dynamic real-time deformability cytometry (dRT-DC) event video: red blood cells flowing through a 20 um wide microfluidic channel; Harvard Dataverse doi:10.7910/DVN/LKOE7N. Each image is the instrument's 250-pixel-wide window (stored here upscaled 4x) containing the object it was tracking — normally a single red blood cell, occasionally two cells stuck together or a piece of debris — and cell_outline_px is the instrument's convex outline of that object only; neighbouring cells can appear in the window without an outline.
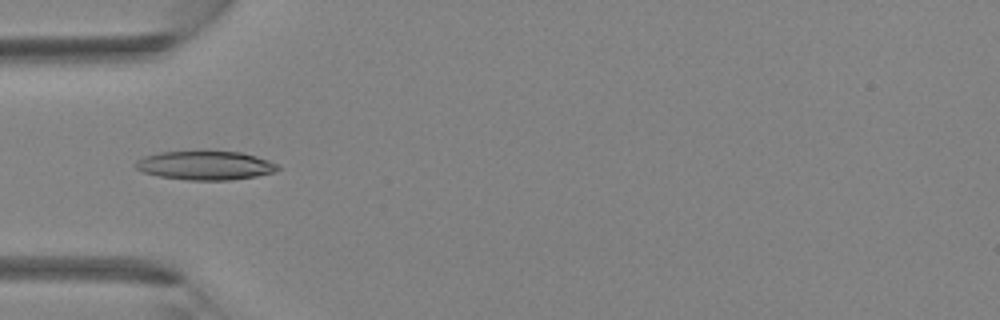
{"species": "Egyptian fruit bat (a non-hibernating species)", "species_latin": "Rousettus aegyptiacus", "temperature_condition": "room temperature", "stored_images_in_passage": 3, "camera_frame_rate_fps": 3000, "um_per_image_px": 0.085, "animal": {"sex": "female"}, "frame": {"image": 1, "passage_image": 3, "time_ms": 0.667, "image_size_px": [1000, 320], "cell_outline_px": [[280, 168], [272, 172], [256, 176], [228, 180], [188, 180], [160, 176], [144, 172], [136, 168], [132, 164], [136, 160], [144, 156], [160, 152], [196, 148], [208, 148], [240, 152], [256, 156], [268, 160], [276, 164]], "centroid_in_image_um": [17.39, 14.0], "position_along_channel_um": 67.6, "area_um2": 24.91}}